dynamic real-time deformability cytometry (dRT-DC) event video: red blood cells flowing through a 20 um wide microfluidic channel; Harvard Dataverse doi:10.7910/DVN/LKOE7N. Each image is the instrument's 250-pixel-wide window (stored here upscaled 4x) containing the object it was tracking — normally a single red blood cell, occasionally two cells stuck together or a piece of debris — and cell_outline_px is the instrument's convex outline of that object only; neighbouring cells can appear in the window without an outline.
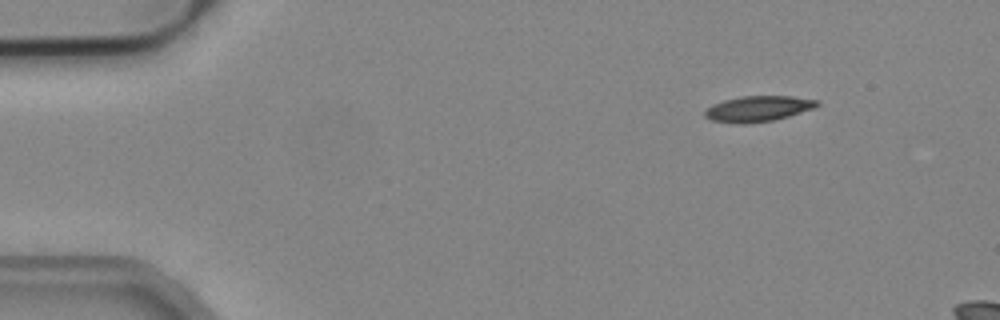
{"species": "common noctule bat (a hibernating species)", "species_latin": "Nyctalus noctula", "temperature_condition": "cold", "stored_images_in_passage": 3, "camera_frame_rate_fps": 3000, "um_per_image_px": 0.085, "animal": {"sex": "male", "body_mass_g": 19.2, "forearm_length_mm": 51.8}, "frame": {"image": 1, "passage_image": 1, "time_ms": 0.0, "image_size_px": [1000, 320], "cell_outline_px": [[820, 104], [812, 108], [788, 116], [772, 120], [744, 124], [736, 124], [712, 120], [704, 116], [704, 112], [712, 104], [724, 100], [740, 96], [792, 96], [820, 100]], "centroid_in_image_um": [64.42, 9.23], "position_along_channel_um": 20.6, "area_um2": 16.7}}